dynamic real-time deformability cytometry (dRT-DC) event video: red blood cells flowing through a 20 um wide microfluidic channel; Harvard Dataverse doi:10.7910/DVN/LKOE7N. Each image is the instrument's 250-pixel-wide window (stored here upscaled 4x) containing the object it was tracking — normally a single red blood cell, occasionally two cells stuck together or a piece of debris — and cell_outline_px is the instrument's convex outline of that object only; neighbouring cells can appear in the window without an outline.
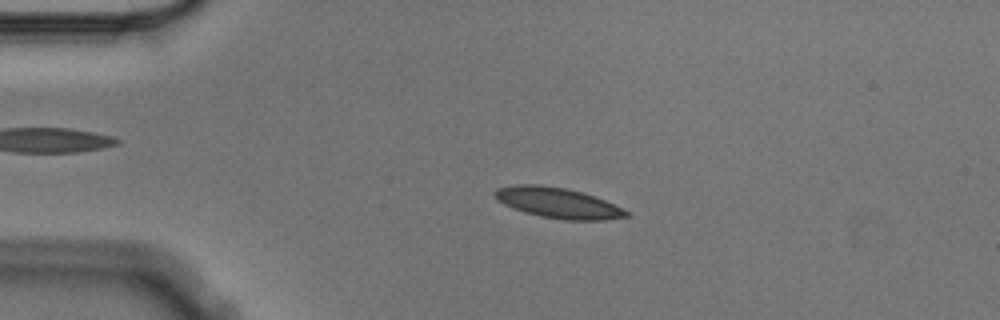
{"species": "Egyptian fruit bat (a non-hibernating species)", "species_latin": "Rousettus aegyptiacus", "temperature_condition": "cold", "stored_images_in_passage": 3, "camera_frame_rate_fps": 3000, "um_per_image_px": 0.085, "animal": {"sex": "male"}, "frame": {"image": 1, "passage_image": 2, "time_ms": 0.333, "image_size_px": [1000, 320], "cell_outline_px": [[628, 216], [604, 220], [564, 220], [540, 216], [524, 212], [504, 204], [496, 200], [492, 192], [496, 188], [516, 184], [540, 184], [568, 188], [604, 200], [628, 212]], "centroid_in_image_um": [47.33, 17.23], "position_along_channel_um": 37.7, "area_um2": 23.24}}